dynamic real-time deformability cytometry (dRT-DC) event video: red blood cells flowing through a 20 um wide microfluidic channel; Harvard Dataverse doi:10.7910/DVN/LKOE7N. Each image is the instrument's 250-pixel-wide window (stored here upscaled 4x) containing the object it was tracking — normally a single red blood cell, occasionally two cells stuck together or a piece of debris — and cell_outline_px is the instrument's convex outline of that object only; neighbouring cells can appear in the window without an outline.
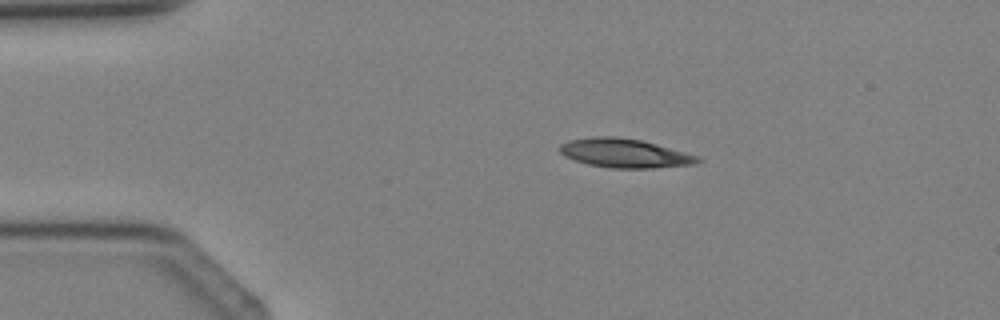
{"species": "Egyptian fruit bat (a non-hibernating species)", "species_latin": "Rousettus aegyptiacus", "temperature_condition": "cold", "stored_images_in_passage": 3, "camera_frame_rate_fps": 3000, "um_per_image_px": 0.085, "animal": {"sex": "female"}, "frame": {"image": 1, "passage_image": 2, "time_ms": 2.0, "image_size_px": [1000, 320], "cell_outline_px": [[704, 160], [692, 164], [652, 168], [612, 168], [588, 164], [564, 156], [560, 152], [560, 144], [568, 140], [592, 136], [616, 136], [644, 140], [700, 156]], "centroid_in_image_um": [53.11, 13.0], "position_along_channel_um": 31.9, "area_um2": 23.47}}